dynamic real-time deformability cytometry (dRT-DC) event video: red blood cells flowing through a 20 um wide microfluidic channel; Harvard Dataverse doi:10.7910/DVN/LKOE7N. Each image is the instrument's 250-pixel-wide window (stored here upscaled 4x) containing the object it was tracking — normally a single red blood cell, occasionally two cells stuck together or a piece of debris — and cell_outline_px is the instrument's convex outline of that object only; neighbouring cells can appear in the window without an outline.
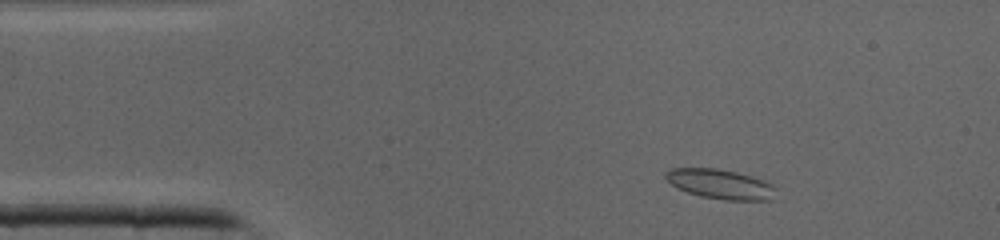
{"species": "common noctule bat (a hibernating species)", "species_latin": "Nyctalus noctula", "temperature_condition": "cold", "stored_images_in_passage": 39, "camera_frame_rate_fps": 3000, "um_per_image_px": 0.085, "animal": {"sex": "male", "body_mass_g": 19.0, "forearm_length_mm": 50.8}, "frame": {"image": 1, "passage_image": 4, "time_ms": 1.0, "image_size_px": [1000, 240], "cell_outline_px": [[776, 188], [772, 200], [724, 200], [700, 196], [676, 188], [664, 176], [664, 172], [672, 168], [716, 168], [736, 172], [752, 176], [764, 180], [772, 184]], "centroid_in_image_um": [61.23, 15.65], "position_along_channel_um": 23.8, "area_um2": 19.13}}
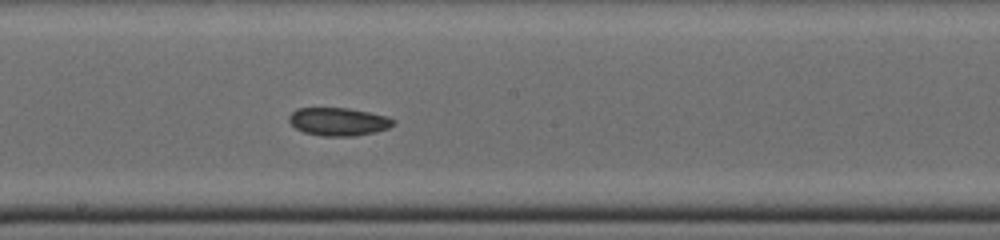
{"frame": {"image": 2, "passage_image": 20, "time_ms": 6.333, "image_size_px": [1000, 240], "cell_outline_px": [[396, 124], [388, 128], [376, 132], [352, 136], [324, 136], [304, 132], [296, 128], [288, 120], [288, 116], [296, 108], [348, 108], [388, 116], [396, 120]], "centroid_in_image_um": [28.79, 10.33], "position_along_channel_um": 219.4, "area_um2": 17.11}}
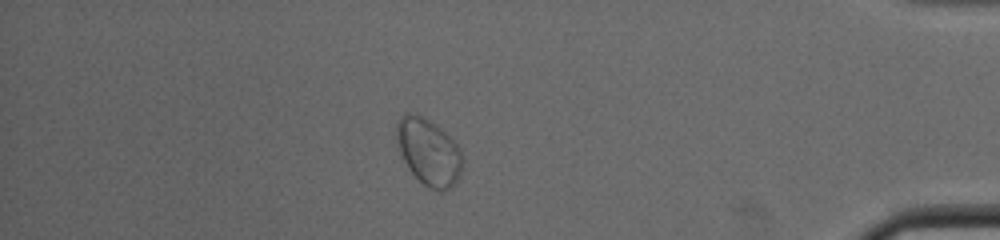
{"frame": {"image": 3, "passage_image": 34, "time_ms": 11.0, "image_size_px": [1000, 240], "cell_outline_px": [[464, 160], [456, 184], [444, 192], [440, 192], [428, 188], [408, 168], [400, 152], [396, 140], [396, 124], [404, 112], [416, 112], [440, 128], [460, 148], [464, 156]], "centroid_in_image_um": [36.44, 12.92], "position_along_channel_um": 398.8, "area_um2": 25.78}}